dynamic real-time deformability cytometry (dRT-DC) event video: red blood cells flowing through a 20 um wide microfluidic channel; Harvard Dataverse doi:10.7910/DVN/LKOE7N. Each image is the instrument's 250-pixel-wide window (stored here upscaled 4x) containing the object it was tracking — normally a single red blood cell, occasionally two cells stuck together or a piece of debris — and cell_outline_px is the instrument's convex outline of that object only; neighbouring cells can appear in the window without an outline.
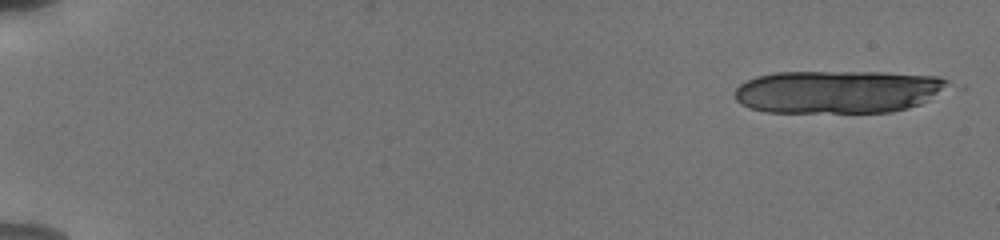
{"species": "human", "species_latin": "Homo sapiens", "temperature_condition": "cold", "stored_images_in_passage": 22, "camera_frame_rate_fps": 3000, "um_per_image_px": 0.085, "donor": {"sex": "male"}, "frame": {"image": 1, "passage_image": 1, "time_ms": 0.0, "image_size_px": [1000, 240], "cell_outline_px": [[948, 84], [928, 100], [920, 104], [908, 108], [892, 112], [764, 112], [740, 104], [736, 100], [736, 88], [740, 84], [756, 76], [776, 72], [884, 72], [940, 76], [948, 80]], "centroid_in_image_um": [71.2, 7.79], "position_along_channel_um": 13.8, "area_um2": 53.29}}
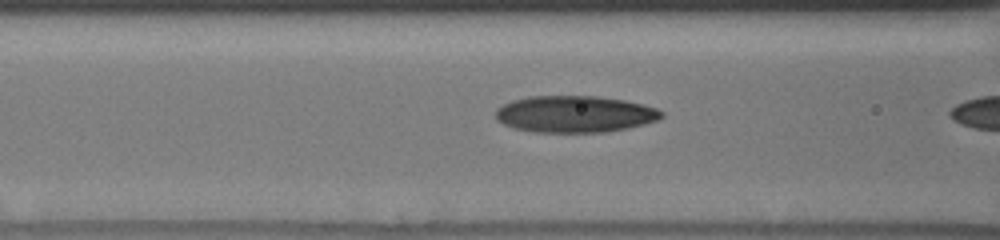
{"frame": {"image": 2, "passage_image": 21, "time_ms": 6.667, "image_size_px": [1000, 240], "cell_outline_px": [[664, 116], [660, 120], [628, 128], [604, 132], [532, 132], [512, 128], [496, 120], [496, 108], [512, 100], [528, 96], [596, 96], [624, 100], [644, 104], [656, 108], [664, 112]], "centroid_in_image_um": [48.87, 9.7], "position_along_channel_um": 117.7, "area_um2": 35.78}}